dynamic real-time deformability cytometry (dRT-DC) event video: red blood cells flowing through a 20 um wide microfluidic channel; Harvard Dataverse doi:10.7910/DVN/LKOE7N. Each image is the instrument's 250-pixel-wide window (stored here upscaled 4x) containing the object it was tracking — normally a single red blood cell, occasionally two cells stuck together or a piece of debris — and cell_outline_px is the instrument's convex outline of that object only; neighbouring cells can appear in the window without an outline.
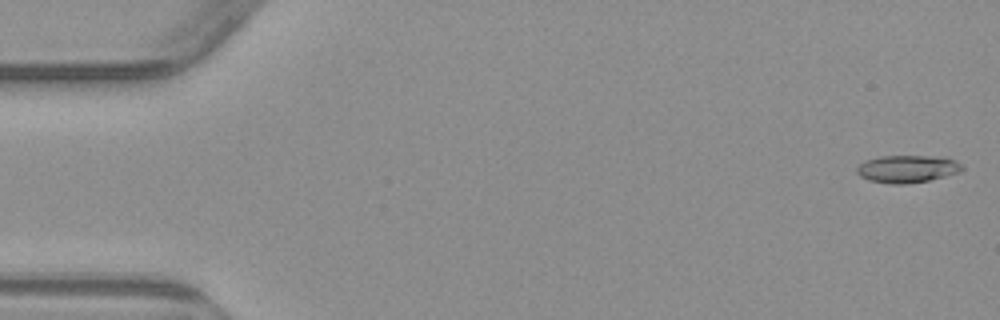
{"species": "common noctule bat (a hibernating species)", "species_latin": "Nyctalus noctula", "temperature_condition": "warm", "stored_images_in_passage": 3, "camera_frame_rate_fps": 3000, "um_per_image_px": 0.085, "animal": {"sex": "male", "body_mass_g": 23.1, "forearm_length_mm": 52.7}, "frame": {"image": 1, "passage_image": 1, "time_ms": 0.0, "image_size_px": [1000, 320], "cell_outline_px": [[964, 168], [960, 172], [928, 180], [904, 184], [892, 184], [868, 180], [860, 176], [856, 172], [856, 168], [860, 164], [868, 160], [880, 156], [928, 156], [956, 160]], "centroid_in_image_um": [77.09, 14.36], "position_along_channel_um": 7.9, "area_um2": 16.59}}